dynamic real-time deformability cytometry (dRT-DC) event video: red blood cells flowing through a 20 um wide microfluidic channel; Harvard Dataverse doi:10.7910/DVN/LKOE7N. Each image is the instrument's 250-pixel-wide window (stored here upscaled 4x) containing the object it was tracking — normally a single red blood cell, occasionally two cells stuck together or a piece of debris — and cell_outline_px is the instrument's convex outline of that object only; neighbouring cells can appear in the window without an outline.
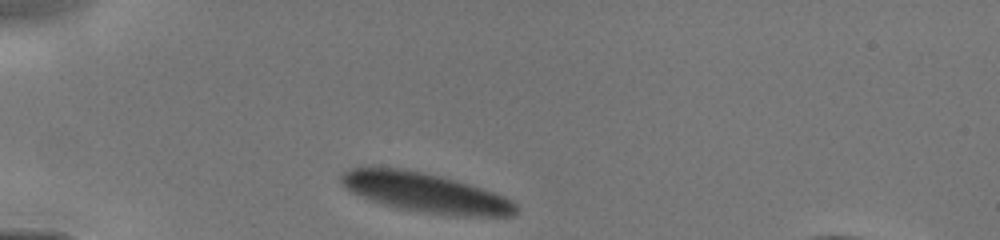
{"species": "human", "species_latin": "Homo sapiens", "temperature_condition": "cold", "stored_images_in_passage": 29, "camera_frame_rate_fps": 3000, "um_per_image_px": 0.085, "donor": {"sex": "male"}, "frame": {"image": 1, "passage_image": 1, "time_ms": 0.0, "image_size_px": [1000, 240], "cell_outline_px": [[520, 208], [512, 216], [452, 216], [396, 208], [368, 200], [348, 192], [344, 188], [340, 180], [340, 172], [348, 168], [400, 168], [424, 172], [456, 180], [504, 196], [512, 200]], "centroid_in_image_um": [36.1, 16.38], "position_along_channel_um": 48.9, "area_um2": 40.52}}
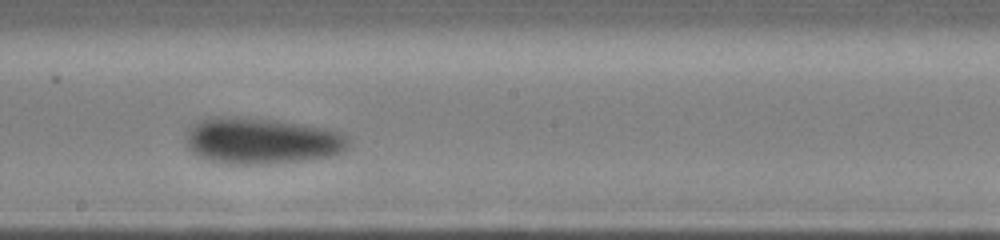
{"frame": {"image": 2, "passage_image": 15, "time_ms": 4.667, "image_size_px": [1000, 240], "cell_outline_px": [[348, 148], [344, 152], [332, 156], [304, 160], [272, 164], [220, 164], [208, 160], [192, 152], [184, 144], [184, 140], [188, 128], [200, 120], [216, 116], [236, 116], [276, 120], [328, 128], [340, 132], [348, 136]], "centroid_in_image_um": [22.22, 11.97], "position_along_channel_um": 226.0, "area_um2": 44.62}}
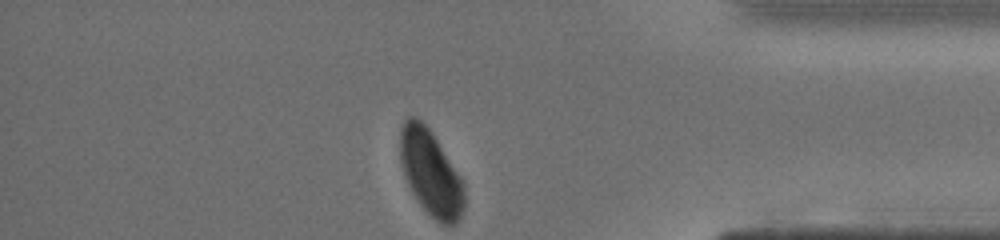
{"frame": {"image": 3, "passage_image": 29, "time_ms": 9.0, "image_size_px": [1000, 240], "cell_outline_px": [[464, 208], [456, 224], [440, 224], [420, 204], [412, 192], [408, 184], [400, 160], [400, 128], [404, 120], [408, 116], [416, 116], [428, 128], [464, 180]], "centroid_in_image_um": [36.61, 14.68], "position_along_channel_um": 398.6, "area_um2": 31.79}}